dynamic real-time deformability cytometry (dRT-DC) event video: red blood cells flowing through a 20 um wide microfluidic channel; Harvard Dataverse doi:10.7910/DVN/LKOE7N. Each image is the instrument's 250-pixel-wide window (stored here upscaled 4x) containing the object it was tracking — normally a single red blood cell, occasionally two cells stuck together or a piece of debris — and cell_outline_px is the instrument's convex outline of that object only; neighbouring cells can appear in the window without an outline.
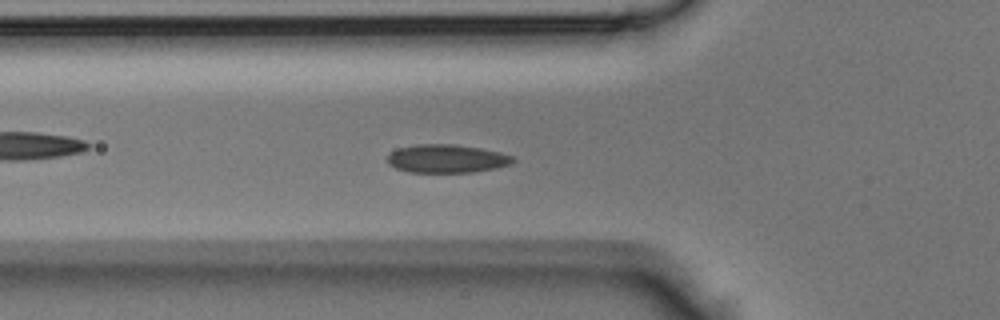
{"species": "Egyptian fruit bat (a non-hibernating species)", "species_latin": "Rousettus aegyptiacus", "temperature_condition": "room temperature", "stored_images_in_passage": 46, "camera_frame_rate_fps": 3000, "um_per_image_px": 0.085, "animal": {"sex": "male"}, "frame": {"image": 1, "passage_image": 16, "time_ms": 5.0, "image_size_px": [1000, 320], "cell_outline_px": [[516, 160], [512, 164], [496, 168], [472, 172], [408, 172], [396, 168], [388, 164], [388, 156], [392, 152], [400, 148], [416, 144], [452, 144], [480, 148], [500, 152], [512, 156]], "centroid_in_image_um": [38.0, 13.49], "position_along_channel_um": 87.8, "area_um2": 20.63}}
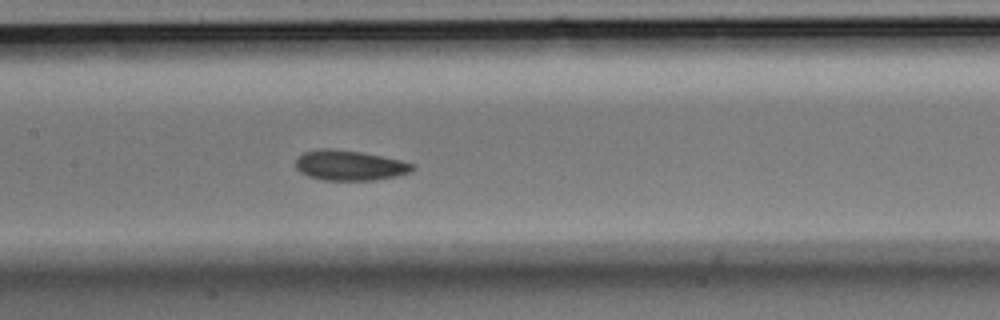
{"frame": {"image": 2, "passage_image": 22, "time_ms": 7.0, "image_size_px": [1000, 320], "cell_outline_px": [[416, 168], [412, 172], [396, 176], [376, 180], [324, 180], [308, 176], [300, 172], [296, 168], [296, 160], [304, 152], [324, 148], [328, 148], [360, 152], [400, 160], [416, 164]], "centroid_in_image_um": [29.76, 14.07], "position_along_channel_um": 177.6, "area_um2": 20.46}}
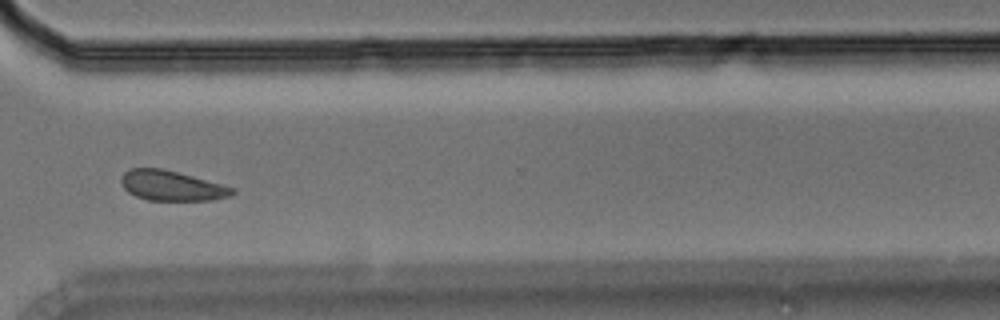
{"frame": {"image": 3, "passage_image": 34, "time_ms": 11.0, "image_size_px": [1000, 320], "cell_outline_px": [[236, 192], [228, 196], [212, 200], [148, 200], [136, 196], [128, 192], [120, 184], [120, 176], [124, 172], [132, 168], [160, 168], [192, 176], [236, 188]], "centroid_in_image_um": [14.56, 15.78], "position_along_channel_um": 356.0, "area_um2": 19.36}}